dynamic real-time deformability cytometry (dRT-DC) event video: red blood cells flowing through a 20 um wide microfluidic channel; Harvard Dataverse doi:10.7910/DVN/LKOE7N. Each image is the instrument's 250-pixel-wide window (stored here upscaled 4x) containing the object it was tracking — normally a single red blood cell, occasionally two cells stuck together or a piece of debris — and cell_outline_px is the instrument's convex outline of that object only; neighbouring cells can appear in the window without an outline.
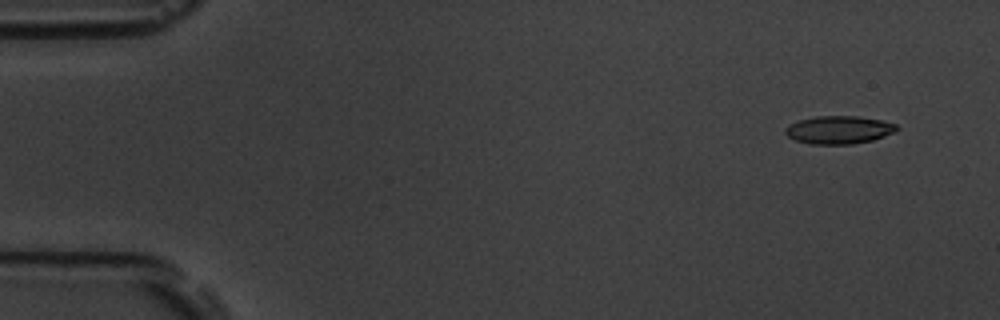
{"species": "common noctule bat (a hibernating species)", "species_latin": "Nyctalus noctula", "temperature_condition": "room temperature", "stored_images_in_passage": 4, "camera_frame_rate_fps": 3000, "um_per_image_px": 0.085, "animal": {"sex": "male", "body_mass_g": 19.5, "forearm_length_mm": 54.6}, "frame": {"image": 1, "passage_image": 1, "time_ms": 0.0, "image_size_px": [1000, 320], "cell_outline_px": [[900, 128], [896, 132], [872, 140], [852, 144], [808, 144], [796, 140], [788, 136], [784, 132], [784, 128], [788, 124], [800, 120], [816, 116], [856, 116], [880, 120], [896, 124]], "centroid_in_image_um": [71.3, 11.04], "position_along_channel_um": 13.7, "area_um2": 18.21}}
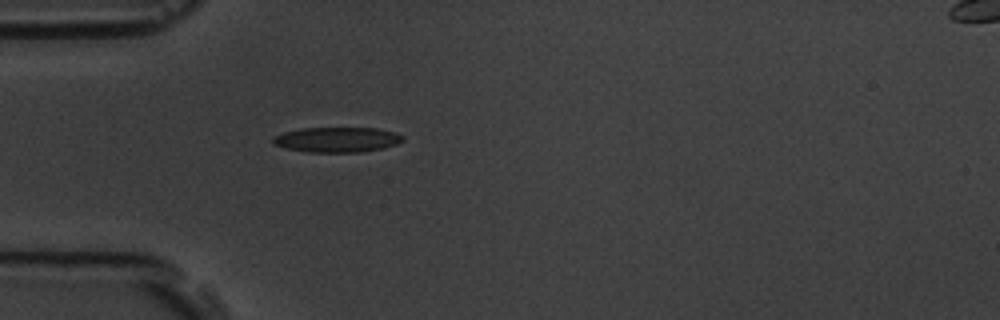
{"frame": {"image": 2, "passage_image": 4, "time_ms": 4.333, "image_size_px": [1000, 320], "cell_outline_px": [[404, 140], [396, 144], [384, 148], [360, 152], [308, 152], [288, 148], [272, 144], [272, 140], [276, 136], [284, 132], [300, 128], [376, 128], [396, 132], [404, 136]], "centroid_in_image_um": [28.69, 11.86], "position_along_channel_um": 56.3, "area_um2": 18.96}}